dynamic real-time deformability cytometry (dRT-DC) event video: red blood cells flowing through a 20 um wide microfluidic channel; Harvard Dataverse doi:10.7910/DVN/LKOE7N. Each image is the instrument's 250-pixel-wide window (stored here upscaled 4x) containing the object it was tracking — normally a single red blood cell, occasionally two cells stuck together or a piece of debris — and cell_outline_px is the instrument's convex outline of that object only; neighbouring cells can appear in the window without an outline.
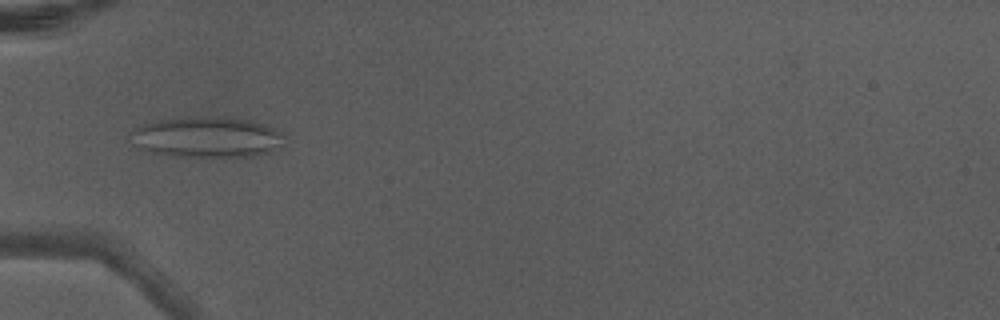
{"species": "Egyptian fruit bat (a non-hibernating species)", "species_latin": "Rousettus aegyptiacus", "temperature_condition": "warm", "stored_images_in_passage": 6, "camera_frame_rate_fps": 3000, "um_per_image_px": 0.085, "animal": {"sex": "male"}, "frame": {"image": 1, "passage_image": 5, "time_ms": 1.333, "image_size_px": [1000, 320], "cell_outline_px": [[284, 136], [280, 148], [272, 152], [256, 156], [172, 156], [152, 152], [140, 148], [132, 144], [132, 128], [144, 124], [160, 120], [216, 116], [252, 120], [264, 124], [280, 132]], "centroid_in_image_um": [17.62, 11.67], "position_along_channel_um": 67.4, "area_um2": 36.24}}